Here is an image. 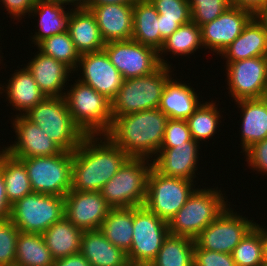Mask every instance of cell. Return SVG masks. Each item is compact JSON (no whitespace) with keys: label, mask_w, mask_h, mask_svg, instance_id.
<instances>
[{"label":"cell","mask_w":267,"mask_h":266,"mask_svg":"<svg viewBox=\"0 0 267 266\" xmlns=\"http://www.w3.org/2000/svg\"><path fill=\"white\" fill-rule=\"evenodd\" d=\"M266 3L267 0H230V6L244 8L250 10L252 13Z\"/></svg>","instance_id":"obj_49"},{"label":"cell","mask_w":267,"mask_h":266,"mask_svg":"<svg viewBox=\"0 0 267 266\" xmlns=\"http://www.w3.org/2000/svg\"><path fill=\"white\" fill-rule=\"evenodd\" d=\"M158 12L150 0H136L133 4V34L136 42L157 52L161 49Z\"/></svg>","instance_id":"obj_29"},{"label":"cell","mask_w":267,"mask_h":266,"mask_svg":"<svg viewBox=\"0 0 267 266\" xmlns=\"http://www.w3.org/2000/svg\"><path fill=\"white\" fill-rule=\"evenodd\" d=\"M168 119L158 108L114 117L105 136L129 157L151 159L160 149Z\"/></svg>","instance_id":"obj_2"},{"label":"cell","mask_w":267,"mask_h":266,"mask_svg":"<svg viewBox=\"0 0 267 266\" xmlns=\"http://www.w3.org/2000/svg\"><path fill=\"white\" fill-rule=\"evenodd\" d=\"M192 139L186 120L168 119L160 148H173Z\"/></svg>","instance_id":"obj_42"},{"label":"cell","mask_w":267,"mask_h":266,"mask_svg":"<svg viewBox=\"0 0 267 266\" xmlns=\"http://www.w3.org/2000/svg\"><path fill=\"white\" fill-rule=\"evenodd\" d=\"M191 9V21L199 27L215 20L229 6L230 0H188Z\"/></svg>","instance_id":"obj_39"},{"label":"cell","mask_w":267,"mask_h":266,"mask_svg":"<svg viewBox=\"0 0 267 266\" xmlns=\"http://www.w3.org/2000/svg\"><path fill=\"white\" fill-rule=\"evenodd\" d=\"M136 0H87L85 5L134 4Z\"/></svg>","instance_id":"obj_51"},{"label":"cell","mask_w":267,"mask_h":266,"mask_svg":"<svg viewBox=\"0 0 267 266\" xmlns=\"http://www.w3.org/2000/svg\"><path fill=\"white\" fill-rule=\"evenodd\" d=\"M252 17L250 10L229 6L215 20L201 26L203 48L220 55L242 33Z\"/></svg>","instance_id":"obj_17"},{"label":"cell","mask_w":267,"mask_h":266,"mask_svg":"<svg viewBox=\"0 0 267 266\" xmlns=\"http://www.w3.org/2000/svg\"><path fill=\"white\" fill-rule=\"evenodd\" d=\"M261 99L265 102V105L267 107V92L261 97Z\"/></svg>","instance_id":"obj_54"},{"label":"cell","mask_w":267,"mask_h":266,"mask_svg":"<svg viewBox=\"0 0 267 266\" xmlns=\"http://www.w3.org/2000/svg\"><path fill=\"white\" fill-rule=\"evenodd\" d=\"M80 253L91 266H131L127 253L114 246L99 229L83 232Z\"/></svg>","instance_id":"obj_25"},{"label":"cell","mask_w":267,"mask_h":266,"mask_svg":"<svg viewBox=\"0 0 267 266\" xmlns=\"http://www.w3.org/2000/svg\"><path fill=\"white\" fill-rule=\"evenodd\" d=\"M36 47L43 54L64 63L73 72L77 70L80 53L76 50L68 31L52 35L41 41Z\"/></svg>","instance_id":"obj_37"},{"label":"cell","mask_w":267,"mask_h":266,"mask_svg":"<svg viewBox=\"0 0 267 266\" xmlns=\"http://www.w3.org/2000/svg\"><path fill=\"white\" fill-rule=\"evenodd\" d=\"M99 230L114 246L128 253L133 239V207L112 208Z\"/></svg>","instance_id":"obj_32"},{"label":"cell","mask_w":267,"mask_h":266,"mask_svg":"<svg viewBox=\"0 0 267 266\" xmlns=\"http://www.w3.org/2000/svg\"><path fill=\"white\" fill-rule=\"evenodd\" d=\"M170 67L160 65L148 75L124 79L120 90L111 100L112 118L158 108L163 89L173 74Z\"/></svg>","instance_id":"obj_5"},{"label":"cell","mask_w":267,"mask_h":266,"mask_svg":"<svg viewBox=\"0 0 267 266\" xmlns=\"http://www.w3.org/2000/svg\"><path fill=\"white\" fill-rule=\"evenodd\" d=\"M200 48L201 50L203 49L201 27L195 22L190 21L181 25L164 40L163 46L158 52L159 62L161 65L171 66L172 64L169 65V63L164 60V57L167 56L168 53L177 57H182V55L186 57L187 55L199 51L198 49Z\"/></svg>","instance_id":"obj_31"},{"label":"cell","mask_w":267,"mask_h":266,"mask_svg":"<svg viewBox=\"0 0 267 266\" xmlns=\"http://www.w3.org/2000/svg\"><path fill=\"white\" fill-rule=\"evenodd\" d=\"M226 80L233 100L257 99L267 92V56L230 62Z\"/></svg>","instance_id":"obj_13"},{"label":"cell","mask_w":267,"mask_h":266,"mask_svg":"<svg viewBox=\"0 0 267 266\" xmlns=\"http://www.w3.org/2000/svg\"><path fill=\"white\" fill-rule=\"evenodd\" d=\"M236 266H263L261 226L256 223L231 253Z\"/></svg>","instance_id":"obj_38"},{"label":"cell","mask_w":267,"mask_h":266,"mask_svg":"<svg viewBox=\"0 0 267 266\" xmlns=\"http://www.w3.org/2000/svg\"><path fill=\"white\" fill-rule=\"evenodd\" d=\"M65 217L62 196L32 192L11 206L10 219L20 232L43 234Z\"/></svg>","instance_id":"obj_8"},{"label":"cell","mask_w":267,"mask_h":266,"mask_svg":"<svg viewBox=\"0 0 267 266\" xmlns=\"http://www.w3.org/2000/svg\"><path fill=\"white\" fill-rule=\"evenodd\" d=\"M71 8L67 31L81 54L103 50V41L95 15L85 7ZM73 8V9H72Z\"/></svg>","instance_id":"obj_23"},{"label":"cell","mask_w":267,"mask_h":266,"mask_svg":"<svg viewBox=\"0 0 267 266\" xmlns=\"http://www.w3.org/2000/svg\"><path fill=\"white\" fill-rule=\"evenodd\" d=\"M261 239L263 242L264 263H267V228L261 224Z\"/></svg>","instance_id":"obj_53"},{"label":"cell","mask_w":267,"mask_h":266,"mask_svg":"<svg viewBox=\"0 0 267 266\" xmlns=\"http://www.w3.org/2000/svg\"><path fill=\"white\" fill-rule=\"evenodd\" d=\"M83 230L74 226L66 217L55 222L43 234V239L53 258L59 259L80 253Z\"/></svg>","instance_id":"obj_30"},{"label":"cell","mask_w":267,"mask_h":266,"mask_svg":"<svg viewBox=\"0 0 267 266\" xmlns=\"http://www.w3.org/2000/svg\"><path fill=\"white\" fill-rule=\"evenodd\" d=\"M36 0H0L6 9L7 14L13 17L11 19L21 20L25 15L31 18L30 12L35 5ZM24 16V17H23Z\"/></svg>","instance_id":"obj_45"},{"label":"cell","mask_w":267,"mask_h":266,"mask_svg":"<svg viewBox=\"0 0 267 266\" xmlns=\"http://www.w3.org/2000/svg\"><path fill=\"white\" fill-rule=\"evenodd\" d=\"M218 189L197 188L168 223L169 233L195 239L229 206L227 197Z\"/></svg>","instance_id":"obj_4"},{"label":"cell","mask_w":267,"mask_h":266,"mask_svg":"<svg viewBox=\"0 0 267 266\" xmlns=\"http://www.w3.org/2000/svg\"><path fill=\"white\" fill-rule=\"evenodd\" d=\"M245 156L252 170L267 175V138L251 146L245 152Z\"/></svg>","instance_id":"obj_44"},{"label":"cell","mask_w":267,"mask_h":266,"mask_svg":"<svg viewBox=\"0 0 267 266\" xmlns=\"http://www.w3.org/2000/svg\"><path fill=\"white\" fill-rule=\"evenodd\" d=\"M12 128L16 141L5 146V151L16 159L39 156H53L63 150L41 129L25 116L15 115Z\"/></svg>","instance_id":"obj_18"},{"label":"cell","mask_w":267,"mask_h":266,"mask_svg":"<svg viewBox=\"0 0 267 266\" xmlns=\"http://www.w3.org/2000/svg\"><path fill=\"white\" fill-rule=\"evenodd\" d=\"M158 21H159V31L161 35V48H162L164 40L167 39L181 25L176 21L162 20V15L158 16Z\"/></svg>","instance_id":"obj_48"},{"label":"cell","mask_w":267,"mask_h":266,"mask_svg":"<svg viewBox=\"0 0 267 266\" xmlns=\"http://www.w3.org/2000/svg\"><path fill=\"white\" fill-rule=\"evenodd\" d=\"M53 266H91V264L81 253H76L56 259Z\"/></svg>","instance_id":"obj_46"},{"label":"cell","mask_w":267,"mask_h":266,"mask_svg":"<svg viewBox=\"0 0 267 266\" xmlns=\"http://www.w3.org/2000/svg\"><path fill=\"white\" fill-rule=\"evenodd\" d=\"M34 56L25 66L32 73L40 90L46 97H63L64 90H67L65 84L70 81L73 71L64 63L40 51Z\"/></svg>","instance_id":"obj_21"},{"label":"cell","mask_w":267,"mask_h":266,"mask_svg":"<svg viewBox=\"0 0 267 266\" xmlns=\"http://www.w3.org/2000/svg\"><path fill=\"white\" fill-rule=\"evenodd\" d=\"M217 107L216 101H205L186 119L191 137L194 141L198 143L200 141H208V139H211L217 133L216 131L220 123H222L220 120L222 116Z\"/></svg>","instance_id":"obj_36"},{"label":"cell","mask_w":267,"mask_h":266,"mask_svg":"<svg viewBox=\"0 0 267 266\" xmlns=\"http://www.w3.org/2000/svg\"><path fill=\"white\" fill-rule=\"evenodd\" d=\"M194 182L196 181L162 175L152 167L144 206L169 223L197 189Z\"/></svg>","instance_id":"obj_10"},{"label":"cell","mask_w":267,"mask_h":266,"mask_svg":"<svg viewBox=\"0 0 267 266\" xmlns=\"http://www.w3.org/2000/svg\"><path fill=\"white\" fill-rule=\"evenodd\" d=\"M151 162L148 158L130 157L102 187L100 193L112 208L144 206Z\"/></svg>","instance_id":"obj_6"},{"label":"cell","mask_w":267,"mask_h":266,"mask_svg":"<svg viewBox=\"0 0 267 266\" xmlns=\"http://www.w3.org/2000/svg\"><path fill=\"white\" fill-rule=\"evenodd\" d=\"M194 266H236L232 255L194 246Z\"/></svg>","instance_id":"obj_43"},{"label":"cell","mask_w":267,"mask_h":266,"mask_svg":"<svg viewBox=\"0 0 267 266\" xmlns=\"http://www.w3.org/2000/svg\"><path fill=\"white\" fill-rule=\"evenodd\" d=\"M198 98L199 95L189 83L171 77L163 89L158 109L170 119L186 120L202 103Z\"/></svg>","instance_id":"obj_24"},{"label":"cell","mask_w":267,"mask_h":266,"mask_svg":"<svg viewBox=\"0 0 267 266\" xmlns=\"http://www.w3.org/2000/svg\"><path fill=\"white\" fill-rule=\"evenodd\" d=\"M168 223L145 206L133 207V239L127 253L131 266H149L169 235Z\"/></svg>","instance_id":"obj_11"},{"label":"cell","mask_w":267,"mask_h":266,"mask_svg":"<svg viewBox=\"0 0 267 266\" xmlns=\"http://www.w3.org/2000/svg\"><path fill=\"white\" fill-rule=\"evenodd\" d=\"M11 206L6 197L3 174L0 171V220L10 218Z\"/></svg>","instance_id":"obj_47"},{"label":"cell","mask_w":267,"mask_h":266,"mask_svg":"<svg viewBox=\"0 0 267 266\" xmlns=\"http://www.w3.org/2000/svg\"><path fill=\"white\" fill-rule=\"evenodd\" d=\"M253 17L261 25V27L267 32V3L259 7L253 13Z\"/></svg>","instance_id":"obj_50"},{"label":"cell","mask_w":267,"mask_h":266,"mask_svg":"<svg viewBox=\"0 0 267 266\" xmlns=\"http://www.w3.org/2000/svg\"><path fill=\"white\" fill-rule=\"evenodd\" d=\"M19 233L10 218L0 220V266H15Z\"/></svg>","instance_id":"obj_40"},{"label":"cell","mask_w":267,"mask_h":266,"mask_svg":"<svg viewBox=\"0 0 267 266\" xmlns=\"http://www.w3.org/2000/svg\"><path fill=\"white\" fill-rule=\"evenodd\" d=\"M193 139L173 148H160L151 159L152 167L160 174L195 181L201 149Z\"/></svg>","instance_id":"obj_19"},{"label":"cell","mask_w":267,"mask_h":266,"mask_svg":"<svg viewBox=\"0 0 267 266\" xmlns=\"http://www.w3.org/2000/svg\"><path fill=\"white\" fill-rule=\"evenodd\" d=\"M33 192L64 197L71 190L73 152L19 159Z\"/></svg>","instance_id":"obj_9"},{"label":"cell","mask_w":267,"mask_h":266,"mask_svg":"<svg viewBox=\"0 0 267 266\" xmlns=\"http://www.w3.org/2000/svg\"><path fill=\"white\" fill-rule=\"evenodd\" d=\"M65 217L76 227L99 229L112 207L100 192L70 190L65 196Z\"/></svg>","instance_id":"obj_16"},{"label":"cell","mask_w":267,"mask_h":266,"mask_svg":"<svg viewBox=\"0 0 267 266\" xmlns=\"http://www.w3.org/2000/svg\"><path fill=\"white\" fill-rule=\"evenodd\" d=\"M76 80L63 96L72 120L85 136L105 135L112 124L111 100Z\"/></svg>","instance_id":"obj_3"},{"label":"cell","mask_w":267,"mask_h":266,"mask_svg":"<svg viewBox=\"0 0 267 266\" xmlns=\"http://www.w3.org/2000/svg\"><path fill=\"white\" fill-rule=\"evenodd\" d=\"M219 56L227 60L226 65L238 60L267 56V32L252 17L242 33Z\"/></svg>","instance_id":"obj_26"},{"label":"cell","mask_w":267,"mask_h":266,"mask_svg":"<svg viewBox=\"0 0 267 266\" xmlns=\"http://www.w3.org/2000/svg\"><path fill=\"white\" fill-rule=\"evenodd\" d=\"M195 241L169 234L149 266H194Z\"/></svg>","instance_id":"obj_35"},{"label":"cell","mask_w":267,"mask_h":266,"mask_svg":"<svg viewBox=\"0 0 267 266\" xmlns=\"http://www.w3.org/2000/svg\"><path fill=\"white\" fill-rule=\"evenodd\" d=\"M230 205L194 239L205 250L231 254L256 222L238 214Z\"/></svg>","instance_id":"obj_12"},{"label":"cell","mask_w":267,"mask_h":266,"mask_svg":"<svg viewBox=\"0 0 267 266\" xmlns=\"http://www.w3.org/2000/svg\"><path fill=\"white\" fill-rule=\"evenodd\" d=\"M24 116L43 129L63 151L73 152L85 137L72 120L64 97H46Z\"/></svg>","instance_id":"obj_7"},{"label":"cell","mask_w":267,"mask_h":266,"mask_svg":"<svg viewBox=\"0 0 267 266\" xmlns=\"http://www.w3.org/2000/svg\"><path fill=\"white\" fill-rule=\"evenodd\" d=\"M78 69L82 74L78 80L105 95L109 100L116 96L124 81L104 49L81 54L76 70L79 72Z\"/></svg>","instance_id":"obj_15"},{"label":"cell","mask_w":267,"mask_h":266,"mask_svg":"<svg viewBox=\"0 0 267 266\" xmlns=\"http://www.w3.org/2000/svg\"><path fill=\"white\" fill-rule=\"evenodd\" d=\"M1 53V52H0ZM1 55V54H0ZM1 58H3V56L0 57V64L2 63L1 61H3V59L1 60Z\"/></svg>","instance_id":"obj_56"},{"label":"cell","mask_w":267,"mask_h":266,"mask_svg":"<svg viewBox=\"0 0 267 266\" xmlns=\"http://www.w3.org/2000/svg\"><path fill=\"white\" fill-rule=\"evenodd\" d=\"M51 2H58L65 5H71L74 8L85 7L87 0H47Z\"/></svg>","instance_id":"obj_52"},{"label":"cell","mask_w":267,"mask_h":266,"mask_svg":"<svg viewBox=\"0 0 267 266\" xmlns=\"http://www.w3.org/2000/svg\"><path fill=\"white\" fill-rule=\"evenodd\" d=\"M67 9L65 4L51 2L47 0H36L30 14L38 16V32L31 37L32 44L38 45L41 41L52 35L67 31L68 19L71 9ZM70 10V11H69Z\"/></svg>","instance_id":"obj_28"},{"label":"cell","mask_w":267,"mask_h":266,"mask_svg":"<svg viewBox=\"0 0 267 266\" xmlns=\"http://www.w3.org/2000/svg\"><path fill=\"white\" fill-rule=\"evenodd\" d=\"M15 71L13 75H10L7 84H3V86L0 84V95L5 93L9 105L14 108L13 110H19L18 115L24 116L34 106L43 101L46 96L40 90L32 73L26 66Z\"/></svg>","instance_id":"obj_22"},{"label":"cell","mask_w":267,"mask_h":266,"mask_svg":"<svg viewBox=\"0 0 267 266\" xmlns=\"http://www.w3.org/2000/svg\"><path fill=\"white\" fill-rule=\"evenodd\" d=\"M103 49L124 79L148 75L161 65L155 49L133 39L107 42Z\"/></svg>","instance_id":"obj_14"},{"label":"cell","mask_w":267,"mask_h":266,"mask_svg":"<svg viewBox=\"0 0 267 266\" xmlns=\"http://www.w3.org/2000/svg\"><path fill=\"white\" fill-rule=\"evenodd\" d=\"M241 108V143L245 153L255 143L267 138V107L261 98L236 101Z\"/></svg>","instance_id":"obj_27"},{"label":"cell","mask_w":267,"mask_h":266,"mask_svg":"<svg viewBox=\"0 0 267 266\" xmlns=\"http://www.w3.org/2000/svg\"><path fill=\"white\" fill-rule=\"evenodd\" d=\"M55 259L42 234L20 232L16 241L15 266H53Z\"/></svg>","instance_id":"obj_33"},{"label":"cell","mask_w":267,"mask_h":266,"mask_svg":"<svg viewBox=\"0 0 267 266\" xmlns=\"http://www.w3.org/2000/svg\"><path fill=\"white\" fill-rule=\"evenodd\" d=\"M0 171L3 174L6 197L11 205L33 192L25 165L19 159L5 152L0 157Z\"/></svg>","instance_id":"obj_34"},{"label":"cell","mask_w":267,"mask_h":266,"mask_svg":"<svg viewBox=\"0 0 267 266\" xmlns=\"http://www.w3.org/2000/svg\"><path fill=\"white\" fill-rule=\"evenodd\" d=\"M129 158L105 135L85 136L73 151L71 190L100 192Z\"/></svg>","instance_id":"obj_1"},{"label":"cell","mask_w":267,"mask_h":266,"mask_svg":"<svg viewBox=\"0 0 267 266\" xmlns=\"http://www.w3.org/2000/svg\"><path fill=\"white\" fill-rule=\"evenodd\" d=\"M162 20L176 21L180 25L191 21V9L188 0H150Z\"/></svg>","instance_id":"obj_41"},{"label":"cell","mask_w":267,"mask_h":266,"mask_svg":"<svg viewBox=\"0 0 267 266\" xmlns=\"http://www.w3.org/2000/svg\"><path fill=\"white\" fill-rule=\"evenodd\" d=\"M95 15L105 43L132 39L133 4L85 5Z\"/></svg>","instance_id":"obj_20"},{"label":"cell","mask_w":267,"mask_h":266,"mask_svg":"<svg viewBox=\"0 0 267 266\" xmlns=\"http://www.w3.org/2000/svg\"><path fill=\"white\" fill-rule=\"evenodd\" d=\"M4 148V149H3ZM6 151H5V147L3 146L2 148H1V150H0V157L5 153Z\"/></svg>","instance_id":"obj_55"}]
</instances>
